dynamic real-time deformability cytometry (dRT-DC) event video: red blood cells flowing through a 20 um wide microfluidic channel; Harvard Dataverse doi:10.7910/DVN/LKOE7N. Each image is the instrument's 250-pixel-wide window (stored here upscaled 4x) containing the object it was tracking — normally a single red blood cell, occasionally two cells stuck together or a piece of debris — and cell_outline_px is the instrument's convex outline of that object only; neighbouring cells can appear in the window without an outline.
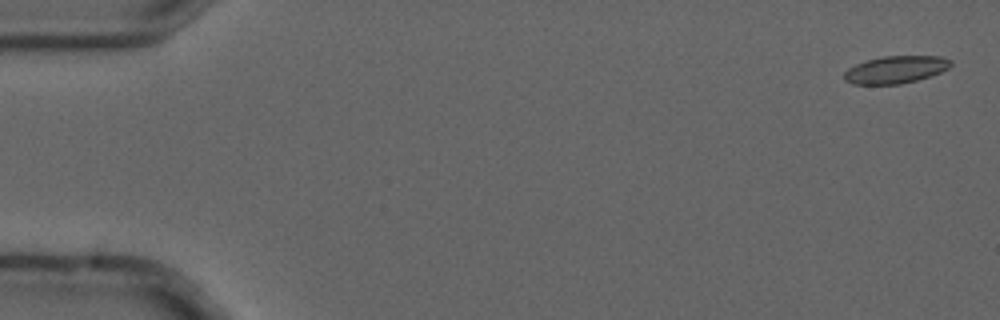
{"species": "common noctule bat (a hibernating species)", "species_latin": "Nyctalus noctula", "temperature_condition": "cold", "stored_images_in_passage": 4, "camera_frame_rate_fps": 3000, "um_per_image_px": 0.085, "animal": {"sex": "male", "forearm_length_mm": 52.5}, "frame": {"image": 1, "passage_image": 1, "time_ms": 0.0, "image_size_px": [1000, 320], "cell_outline_px": [[952, 64], [948, 68], [940, 72], [916, 80], [900, 84], [852, 84], [844, 80], [844, 72], [848, 68], [856, 64], [868, 60], [884, 56], [940, 56], [952, 60]], "centroid_in_image_um": [76.12, 5.91], "position_along_channel_um": 8.9, "area_um2": 16.88}}